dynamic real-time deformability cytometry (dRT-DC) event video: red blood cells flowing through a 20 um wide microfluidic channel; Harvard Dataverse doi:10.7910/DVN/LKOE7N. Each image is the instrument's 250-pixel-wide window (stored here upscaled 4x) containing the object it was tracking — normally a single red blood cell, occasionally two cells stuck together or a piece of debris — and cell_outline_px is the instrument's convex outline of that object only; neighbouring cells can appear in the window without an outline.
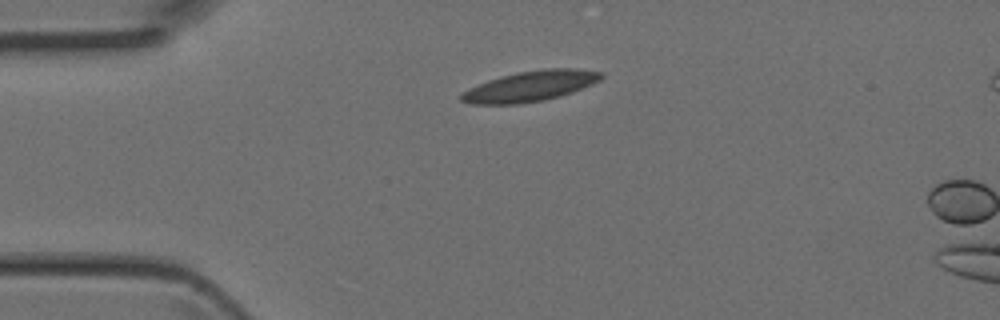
{"species": "Egyptian fruit bat (a non-hibernating species)", "species_latin": "Rousettus aegyptiacus", "temperature_condition": "room temperature", "stored_images_in_passage": 4, "camera_frame_rate_fps": 3000, "um_per_image_px": 0.085, "animal": {"sex": "female"}, "frame": {"image": 1, "passage_image": 4, "time_ms": 1.0, "image_size_px": [1000, 320], "cell_outline_px": [[604, 76], [600, 80], [592, 84], [572, 92], [560, 96], [544, 100], [520, 104], [472, 104], [460, 100], [460, 92], [468, 88], [488, 80], [500, 76], [516, 72], [544, 68], [572, 68], [604, 72]], "centroid_in_image_um": [45.06, 7.32], "position_along_channel_um": 39.9, "area_um2": 25.03}}